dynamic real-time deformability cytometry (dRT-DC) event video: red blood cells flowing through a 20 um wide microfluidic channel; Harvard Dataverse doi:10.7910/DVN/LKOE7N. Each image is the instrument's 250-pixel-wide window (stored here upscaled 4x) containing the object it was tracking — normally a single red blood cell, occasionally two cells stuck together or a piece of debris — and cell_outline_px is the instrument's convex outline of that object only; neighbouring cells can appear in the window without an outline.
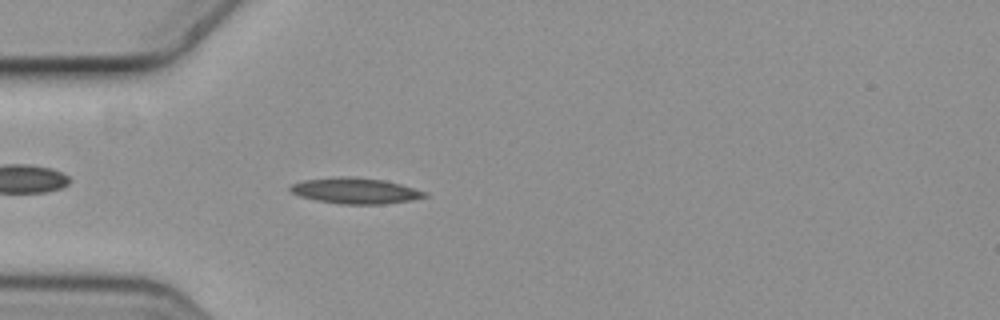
{"species": "common noctule bat (a hibernating species)", "species_latin": "Nyctalus noctula", "temperature_condition": "cold", "stored_images_in_passage": 4, "camera_frame_rate_fps": 3000, "um_per_image_px": 0.085, "animal": {"sex": "female", "body_mass_g": 19.3, "forearm_length_mm": 54.1}, "frame": {"image": 1, "passage_image": 4, "time_ms": 1.0, "image_size_px": [1000, 320], "cell_outline_px": [[428, 196], [412, 200], [384, 204], [340, 204], [316, 200], [300, 196], [292, 192], [288, 188], [292, 184], [304, 180], [348, 176], [384, 180], [400, 184], [428, 192]], "centroid_in_image_um": [30.24, 16.22], "position_along_channel_um": 54.8, "area_um2": 20.11}}